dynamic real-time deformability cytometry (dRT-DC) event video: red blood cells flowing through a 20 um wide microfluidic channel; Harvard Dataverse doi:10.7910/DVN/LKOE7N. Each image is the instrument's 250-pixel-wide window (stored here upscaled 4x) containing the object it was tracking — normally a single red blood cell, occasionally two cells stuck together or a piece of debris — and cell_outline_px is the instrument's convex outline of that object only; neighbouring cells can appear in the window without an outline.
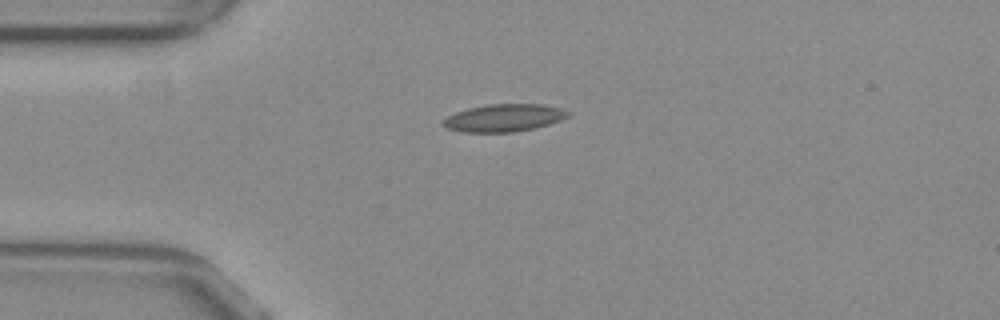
{"species": "common noctule bat (a hibernating species)", "species_latin": "Nyctalus noctula", "temperature_condition": "warm", "stored_images_in_passage": 36, "camera_frame_rate_fps": 3000, "um_per_image_px": 0.085, "animal": {"sex": "female", "body_mass_g": 29.2, "forearm_length_mm": 56.3}, "frame": {"image": 1, "passage_image": 1, "time_ms": 0.0, "image_size_px": [1000, 320], "cell_outline_px": [[568, 116], [560, 120], [536, 128], [512, 132], [464, 132], [448, 128], [444, 124], [444, 120], [448, 116], [456, 112], [468, 108], [488, 104], [540, 104], [560, 108], [568, 112]], "centroid_in_image_um": [42.84, 10.01], "position_along_channel_um": 42.2, "area_um2": 19.71}}
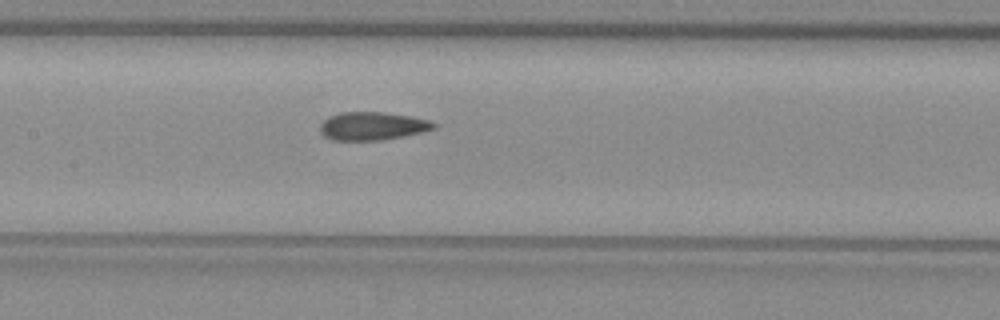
{"frame": {"image": 2, "passage_image": 13, "time_ms": 4.0, "image_size_px": [1000, 320], "cell_outline_px": [[436, 128], [424, 132], [384, 140], [332, 140], [324, 136], [320, 132], [320, 124], [328, 116], [340, 112], [384, 112], [412, 116], [428, 120], [436, 124]], "centroid_in_image_um": [31.65, 10.71], "position_along_channel_um": 175.7, "area_um2": 18.84}}
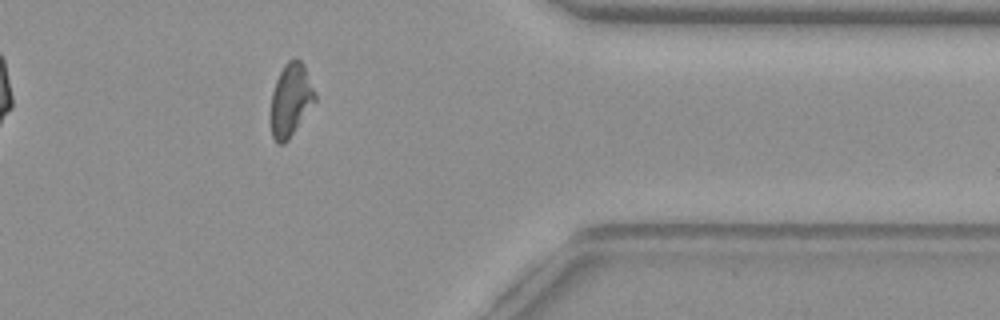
{"frame": {"image": 3, "passage_image": 31, "time_ms": 10.0, "image_size_px": [1000, 320], "cell_outline_px": [[316, 100], [288, 140], [284, 144], [276, 144], [272, 136], [268, 116], [272, 92], [276, 80], [284, 64], [288, 60], [296, 56], [304, 64], [316, 92]], "centroid_in_image_um": [24.68, 8.5], "position_along_channel_um": 386.7, "area_um2": 19.36}, "authors_computed_cell_mechanics": {"area_um2": 19.074, "velocity_mm_per_s": 3.8512, "shape_relaxation_time_tau1_ms": null, "shape_relaxation_time_tau2_ms": 2.1651, "deformation_change_tau1": null, "deformation_change_tau2": 0.0908}}